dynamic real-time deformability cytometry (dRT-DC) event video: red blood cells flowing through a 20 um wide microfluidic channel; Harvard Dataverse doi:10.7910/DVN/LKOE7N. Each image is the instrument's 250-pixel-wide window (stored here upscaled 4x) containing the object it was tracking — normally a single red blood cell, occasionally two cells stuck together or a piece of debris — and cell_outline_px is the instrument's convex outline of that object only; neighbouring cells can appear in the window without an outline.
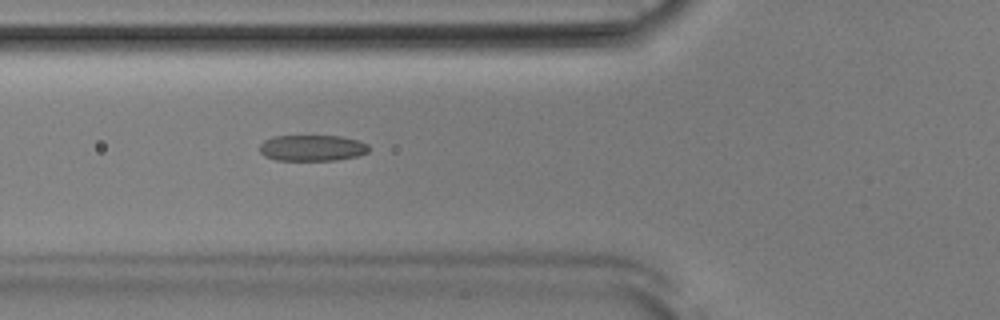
{"species": "Egyptian fruit bat (a non-hibernating species)", "species_latin": "Rousettus aegyptiacus", "temperature_condition": "room temperature", "stored_images_in_passage": 52, "camera_frame_rate_fps": 3000, "um_per_image_px": 0.085, "animal": {"sex": "male"}, "frame": {"image": 1, "passage_image": 19, "time_ms": 6.0, "image_size_px": [1000, 320], "cell_outline_px": [[368, 152], [356, 156], [336, 160], [276, 160], [264, 156], [260, 152], [260, 144], [264, 140], [272, 136], [340, 136], [360, 140], [368, 144]], "centroid_in_image_um": [26.52, 12.57], "position_along_channel_um": 99.3, "area_um2": 16.65}}
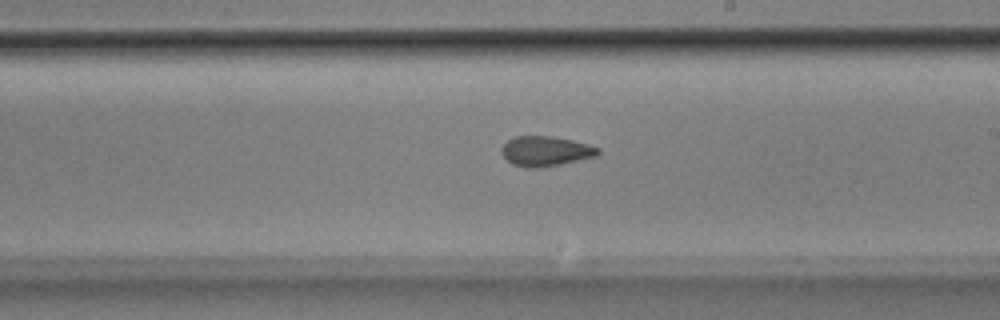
{"frame": {"image": 2, "passage_image": 30, "time_ms": 9.667, "image_size_px": [1000, 320], "cell_outline_px": [[600, 152], [596, 156], [560, 164], [536, 168], [524, 168], [512, 164], [500, 152], [500, 148], [508, 140], [516, 136], [552, 136], [572, 140], [588, 144], [600, 148]], "centroid_in_image_um": [46.36, 12.85], "position_along_channel_um": 242.6, "area_um2": 16.82}}
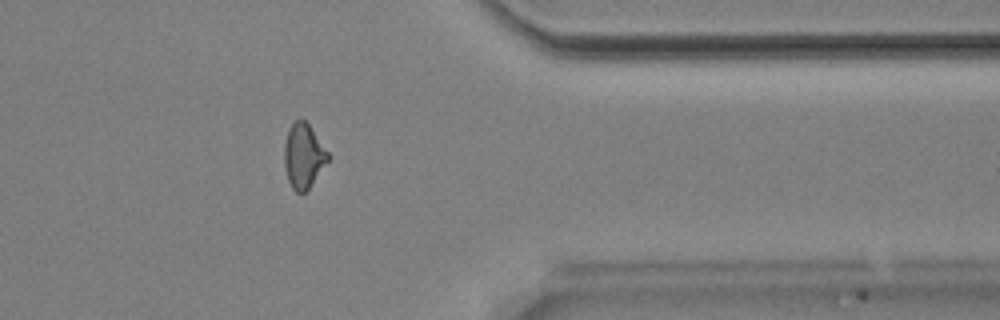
{"frame": {"image": 3, "passage_image": 42, "time_ms": 13.667, "image_size_px": [1000, 320], "cell_outline_px": [[328, 160], [308, 188], [304, 192], [296, 192], [292, 188], [288, 180], [284, 168], [284, 144], [288, 128], [296, 120], [304, 120], [308, 124], [328, 152]], "centroid_in_image_um": [25.76, 13.24], "position_along_channel_um": 385.6, "area_um2": 16.07}, "authors_computed_cell_mechanics": {"area_um2": 16.5886, "velocity_mm_per_s": 3.9078, "shape_relaxation_time_tau1_ms": null, "shape_relaxation_time_tau2_ms": 2.6789, "deformation_change_tau1": null, "deformation_change_tau2": 0.1009}}